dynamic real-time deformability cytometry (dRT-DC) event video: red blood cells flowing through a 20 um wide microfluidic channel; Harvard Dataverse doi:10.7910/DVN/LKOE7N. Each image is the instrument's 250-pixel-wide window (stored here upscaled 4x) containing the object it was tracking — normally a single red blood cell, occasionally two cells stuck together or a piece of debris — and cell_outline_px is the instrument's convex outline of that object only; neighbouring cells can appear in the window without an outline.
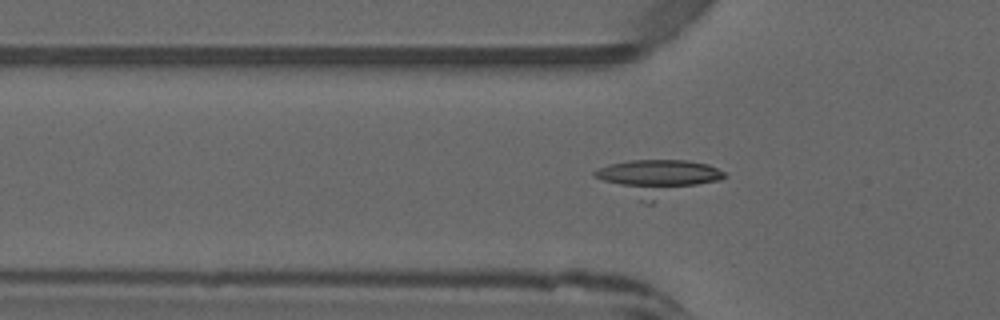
{"species": "common noctule bat (a hibernating species)", "species_latin": "Nyctalus noctula", "temperature_condition": "warm", "stored_images_in_passage": 26, "camera_frame_rate_fps": 3000, "um_per_image_px": 0.085, "animal": {"sex": "male", "forearm_length_mm": 52.5}, "frame": {"image": 1, "passage_image": 9, "time_ms": 2.667, "image_size_px": [1000, 320], "cell_outline_px": [[728, 176], [720, 180], [652, 204], [644, 204], [596, 176], [592, 172], [608, 164], [632, 160], [688, 160], [708, 164], [724, 172]], "centroid_in_image_um": [55.96, 15.12], "position_along_channel_um": 69.8, "area_um2": 27.22}}
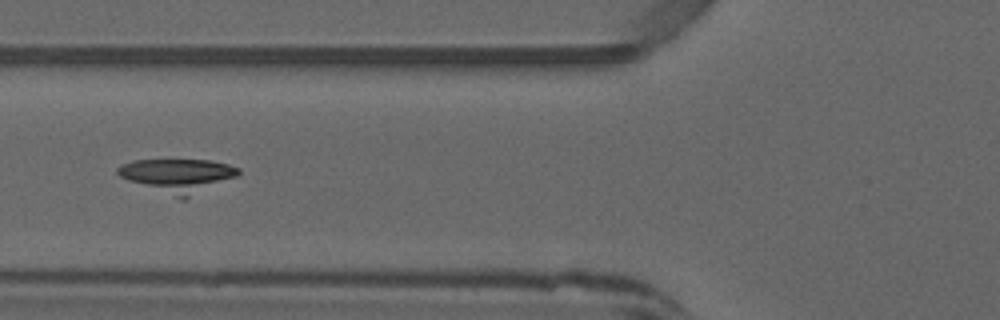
{"frame": {"image": 2, "passage_image": 12, "time_ms": 3.667, "image_size_px": [1000, 320], "cell_outline_px": [[240, 172], [236, 176], [184, 200], [180, 200], [128, 180], [120, 176], [116, 172], [116, 168], [120, 164], [132, 160], [212, 160], [228, 164], [240, 168]], "centroid_in_image_um": [15.09, 14.92], "position_along_channel_um": 110.7, "area_um2": 23.7}}
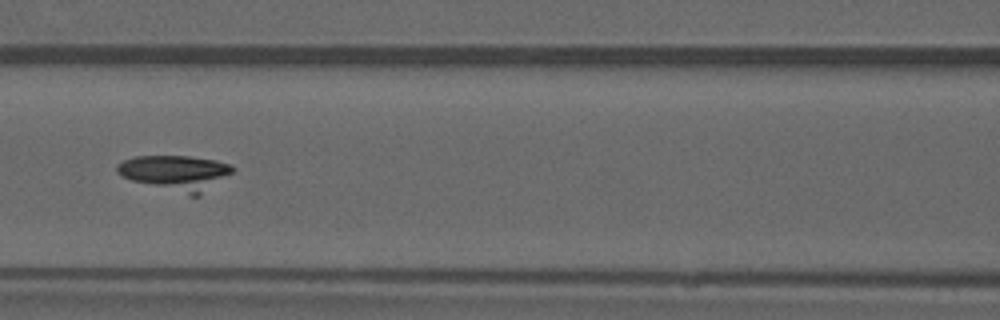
{"frame": {"image": 3, "passage_image": 15, "time_ms": 4.667, "image_size_px": [1000, 320], "cell_outline_px": [[236, 168], [232, 172], [200, 196], [188, 196], [132, 180], [116, 172], [116, 164], [124, 160], [136, 156], [188, 156], [216, 160], [232, 164]], "centroid_in_image_um": [14.96, 14.69], "position_along_channel_um": 151.6, "area_um2": 23.7}}